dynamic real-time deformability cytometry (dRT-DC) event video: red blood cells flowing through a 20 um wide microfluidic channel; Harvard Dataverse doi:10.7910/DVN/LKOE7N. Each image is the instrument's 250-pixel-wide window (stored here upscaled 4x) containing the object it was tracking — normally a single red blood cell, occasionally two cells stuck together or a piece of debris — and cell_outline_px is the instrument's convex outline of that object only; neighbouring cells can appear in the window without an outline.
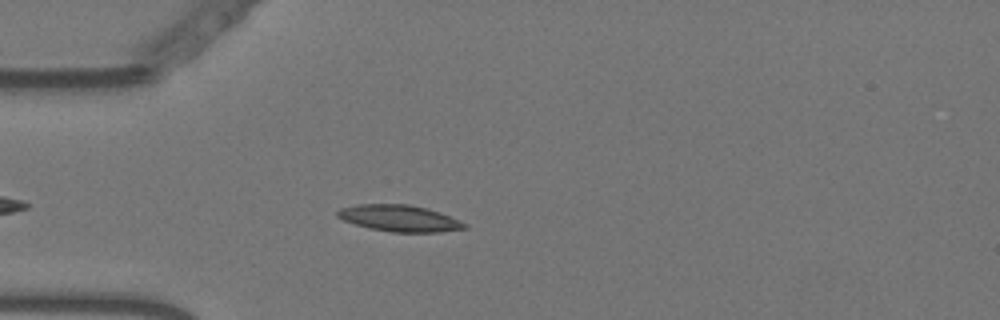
{"species": "Egyptian fruit bat (a non-hibernating species)", "species_latin": "Rousettus aegyptiacus", "temperature_condition": "warm", "stored_images_in_passage": 48, "camera_frame_rate_fps": 3000, "um_per_image_px": 0.085, "animal": {"sex": "female"}, "frame": {"image": 1, "passage_image": 7, "time_ms": 2.0, "image_size_px": [1000, 320], "cell_outline_px": [[468, 228], [440, 232], [392, 232], [368, 228], [344, 220], [336, 216], [336, 212], [340, 208], [360, 204], [408, 204], [428, 208], [440, 212], [460, 220], [468, 224]], "centroid_in_image_um": [33.99, 18.55], "position_along_channel_um": 51.0, "area_um2": 19.71}}
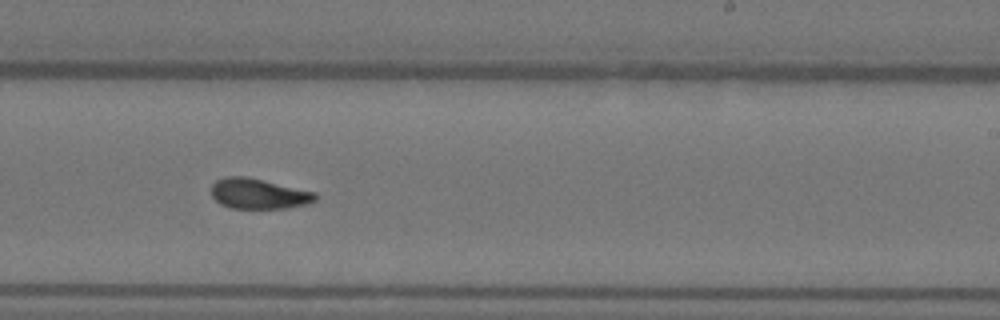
{"frame": {"image": 2, "passage_image": 26, "time_ms": 8.333, "image_size_px": [1000, 320], "cell_outline_px": [[316, 200], [308, 204], [288, 208], [232, 208], [220, 204], [212, 196], [212, 184], [216, 180], [224, 176], [244, 176], [264, 180], [316, 192]], "centroid_in_image_um": [21.98, 16.46], "position_along_channel_um": 267.0, "area_um2": 18.44}}
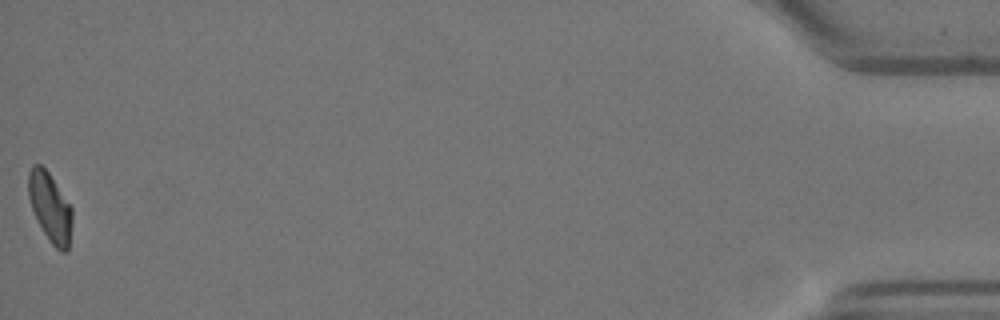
{"frame": {"image": 3, "passage_image": 48, "time_ms": 15.667, "image_size_px": [1000, 320], "cell_outline_px": [[72, 224], [68, 252], [60, 252], [52, 244], [36, 220], [28, 196], [28, 172], [32, 164], [40, 164], [48, 172], [72, 208]], "centroid_in_image_um": [4.25, 17.64], "position_along_channel_um": 430.9, "area_um2": 17.63}, "authors_computed_cell_mechanics": {"area_um2": 18.5249, "velocity_mm_per_s": 3.5751, "shape_relaxation_time_tau1_ms": 7.2772, "shape_relaxation_time_tau2_ms": 1.7497, "deformation_change_tau1": 0.2239, "deformation_change_tau2": 0.0677}}